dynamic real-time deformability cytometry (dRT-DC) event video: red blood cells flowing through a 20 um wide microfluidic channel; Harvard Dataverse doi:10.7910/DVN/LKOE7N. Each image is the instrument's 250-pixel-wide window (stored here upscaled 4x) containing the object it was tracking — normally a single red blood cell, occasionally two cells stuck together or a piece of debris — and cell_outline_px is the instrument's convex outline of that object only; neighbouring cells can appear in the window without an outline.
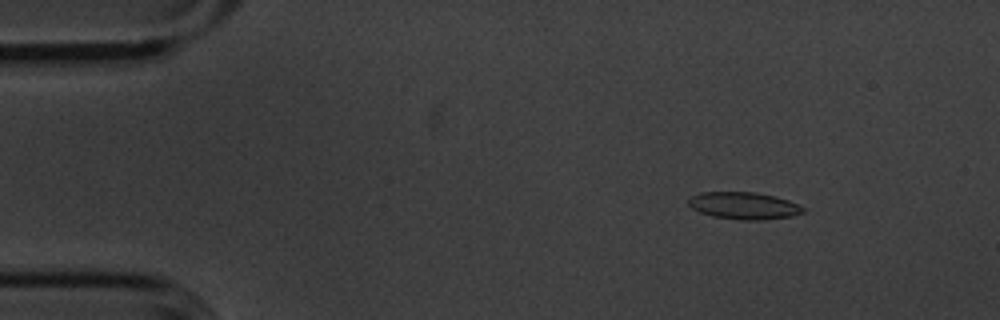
{"species": "common noctule bat (a hibernating species)", "species_latin": "Nyctalus noctula", "temperature_condition": "cold", "stored_images_in_passage": 53, "camera_frame_rate_fps": 3000, "um_per_image_px": 0.085, "animal": {"sex": "male", "body_mass_g": 20.1, "forearm_length_mm": 53.5}, "frame": {"image": 1, "passage_image": 5, "time_ms": 1.333, "image_size_px": [1000, 320], "cell_outline_px": [[804, 212], [792, 216], [760, 220], [740, 220], [712, 216], [700, 212], [692, 208], [688, 204], [688, 200], [692, 196], [700, 192], [756, 192], [776, 196], [788, 200], [804, 208]], "centroid_in_image_um": [63.21, 17.48], "position_along_channel_um": 21.8, "area_um2": 18.09}}
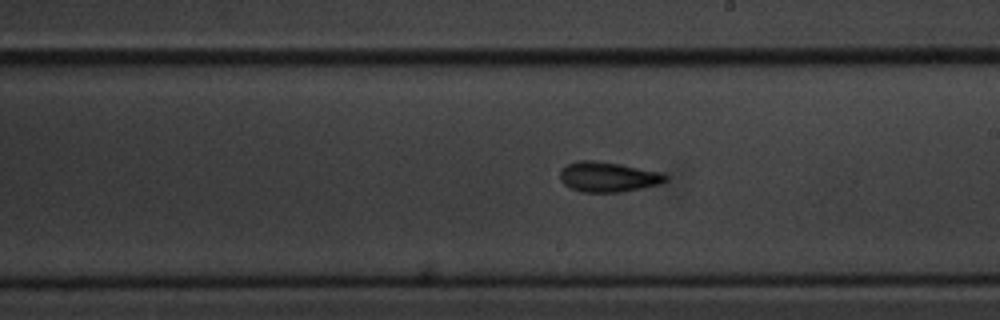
{"frame": {"image": 2, "passage_image": 29, "time_ms": 9.333, "image_size_px": [1000, 320], "cell_outline_px": [[668, 180], [660, 184], [620, 192], [580, 192], [564, 184], [560, 180], [560, 172], [568, 164], [580, 160], [592, 160], [620, 164], [660, 172], [668, 176]], "centroid_in_image_um": [51.69, 15.04], "position_along_channel_um": 237.3, "area_um2": 18.32}}
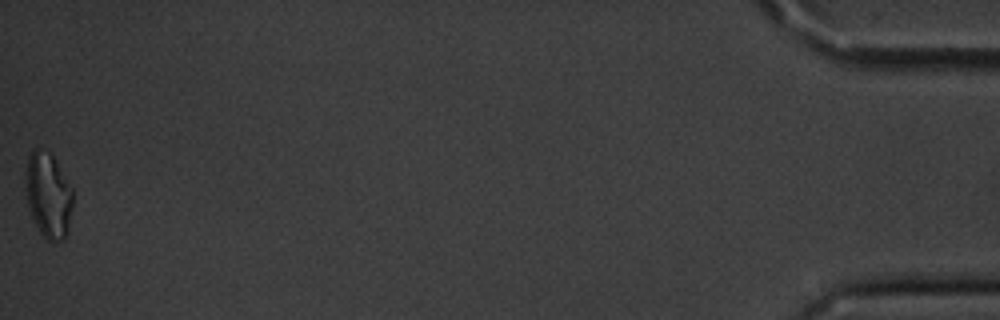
{"frame": {"image": 3, "passage_image": 53, "time_ms": 17.333, "image_size_px": [1000, 320], "cell_outline_px": [[72, 204], [68, 232], [64, 240], [52, 244], [40, 232], [28, 208], [24, 192], [24, 172], [28, 156], [32, 148], [36, 148], [52, 152], [72, 188]], "centroid_in_image_um": [4.07, 16.56], "position_along_channel_um": 431.1, "area_um2": 24.28}, "authors_computed_cell_mechanics": {"area_um2": 17.9758, "velocity_mm_per_s": 3.6209, "shape_relaxation_time_tau1_ms": 3.316, "shape_relaxation_time_tau2_ms": 4.1499, "deformation_change_tau1": 0.0983, "deformation_change_tau2": 0.1}}